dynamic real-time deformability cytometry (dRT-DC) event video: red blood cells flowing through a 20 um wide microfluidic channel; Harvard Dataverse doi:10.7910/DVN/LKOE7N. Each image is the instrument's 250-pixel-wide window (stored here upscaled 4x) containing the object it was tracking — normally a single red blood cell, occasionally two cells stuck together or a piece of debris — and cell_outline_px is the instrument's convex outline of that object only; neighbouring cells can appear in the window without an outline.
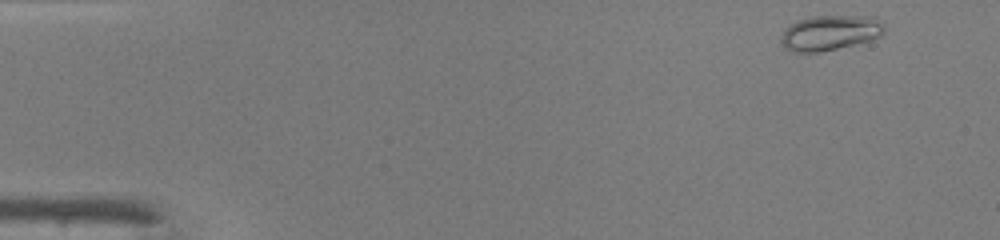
{"species": "common noctule bat (a hibernating species)", "species_latin": "Nyctalus noctula", "temperature_condition": "warm", "stored_images_in_passage": 28, "camera_frame_rate_fps": 3000, "um_per_image_px": 0.085, "animal": {"sex": "male", "body_mass_g": 19.0, "forearm_length_mm": 50.8}, "frame": {"image": 1, "passage_image": 1, "time_ms": 0.0, "image_size_px": [1000, 240], "cell_outline_px": [[884, 32], [880, 36], [868, 40], [836, 48], [816, 52], [792, 52], [780, 40], [784, 28], [796, 20], [812, 16], [876, 16], [884, 28]], "centroid_in_image_um": [70.53, 2.76], "position_along_channel_um": 14.5, "area_um2": 20.87}}
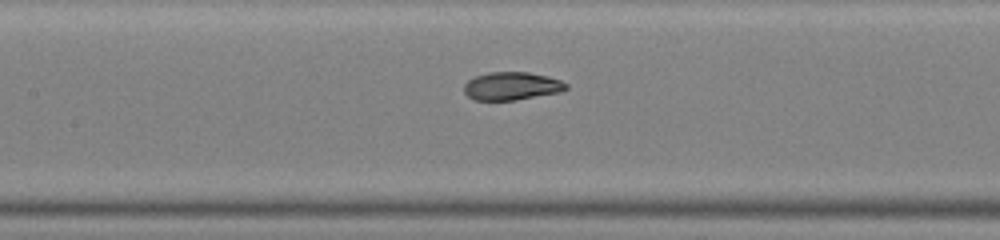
{"frame": {"image": 2, "passage_image": 20, "time_ms": 6.333, "image_size_px": [1000, 240], "cell_outline_px": [[568, 88], [560, 92], [516, 100], [476, 100], [468, 96], [464, 92], [464, 84], [468, 80], [476, 76], [488, 72], [528, 72], [548, 76], [560, 80], [568, 84]], "centroid_in_image_um": [43.5, 7.31], "position_along_channel_um": 163.9, "area_um2": 16.7}}
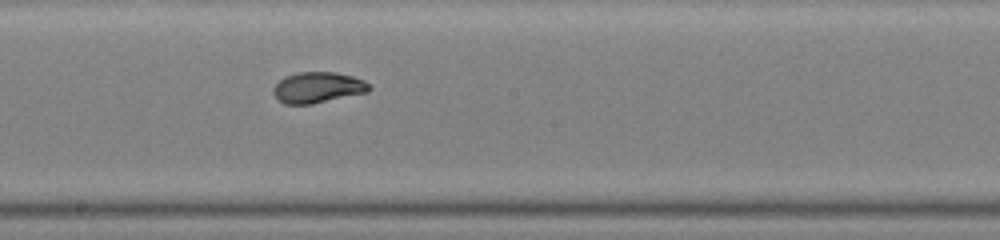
{"frame": {"image": 3, "passage_image": 24, "time_ms": 7.667, "image_size_px": [1000, 240], "cell_outline_px": [[372, 88], [368, 92], [312, 104], [284, 104], [272, 92], [272, 88], [284, 76], [296, 72], [332, 72], [352, 76], [364, 80]], "centroid_in_image_um": [27.0, 7.43], "position_along_channel_um": 221.2, "area_um2": 17.22}}